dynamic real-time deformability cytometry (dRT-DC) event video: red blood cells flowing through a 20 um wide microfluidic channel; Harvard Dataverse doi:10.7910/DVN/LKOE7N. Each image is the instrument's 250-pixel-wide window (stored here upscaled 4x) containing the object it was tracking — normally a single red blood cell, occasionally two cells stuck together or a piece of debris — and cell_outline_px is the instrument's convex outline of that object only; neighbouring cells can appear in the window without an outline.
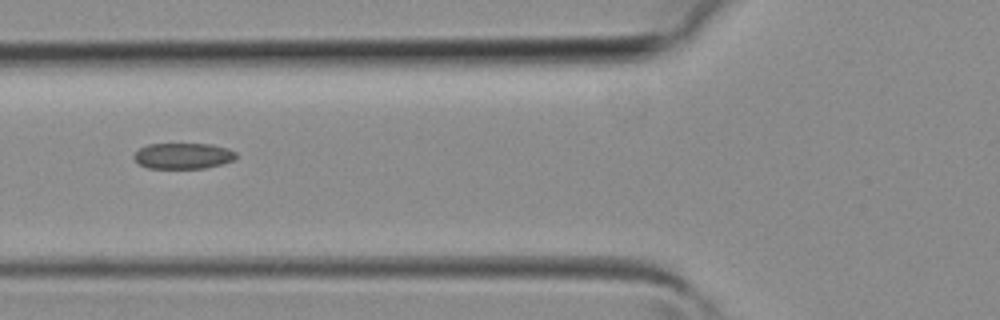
{"species": "common noctule bat (a hibernating species)", "species_latin": "Nyctalus noctula", "temperature_condition": "room temperature", "stored_images_in_passage": 6, "camera_frame_rate_fps": 3000, "um_per_image_px": 0.085, "animal": {"sex": "female", "body_mass_g": 19.3, "forearm_length_mm": 54.1}, "frame": {"image": 1, "passage_image": 5, "time_ms": 1.333, "image_size_px": [1000, 320], "cell_outline_px": [[236, 160], [204, 168], [148, 168], [140, 164], [132, 156], [140, 148], [148, 144], [212, 144], [228, 148], [236, 152]], "centroid_in_image_um": [15.59, 13.24], "position_along_channel_um": 110.2, "area_um2": 15.37}}
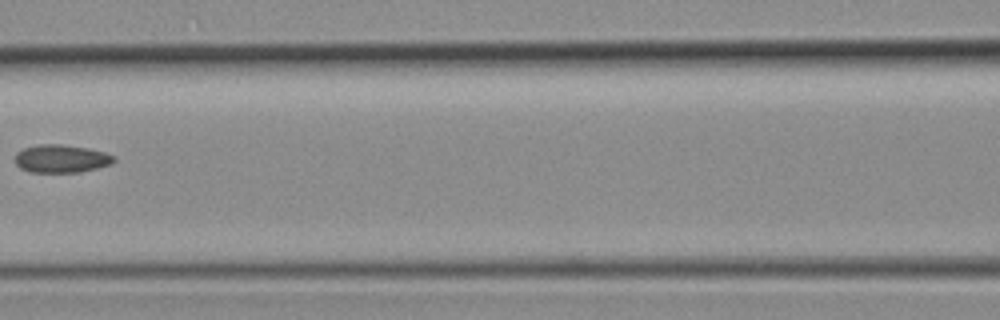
{"frame": {"image": 2, "passage_image": 6, "time_ms": 1.667, "image_size_px": [1000, 320], "cell_outline_px": [[116, 160], [112, 164], [80, 172], [32, 172], [20, 168], [16, 164], [16, 152], [24, 148], [40, 144], [60, 144], [88, 148], [104, 152], [116, 156]], "centroid_in_image_um": [5.23, 13.48], "position_along_channel_um": 161.4, "area_um2": 16.13}}